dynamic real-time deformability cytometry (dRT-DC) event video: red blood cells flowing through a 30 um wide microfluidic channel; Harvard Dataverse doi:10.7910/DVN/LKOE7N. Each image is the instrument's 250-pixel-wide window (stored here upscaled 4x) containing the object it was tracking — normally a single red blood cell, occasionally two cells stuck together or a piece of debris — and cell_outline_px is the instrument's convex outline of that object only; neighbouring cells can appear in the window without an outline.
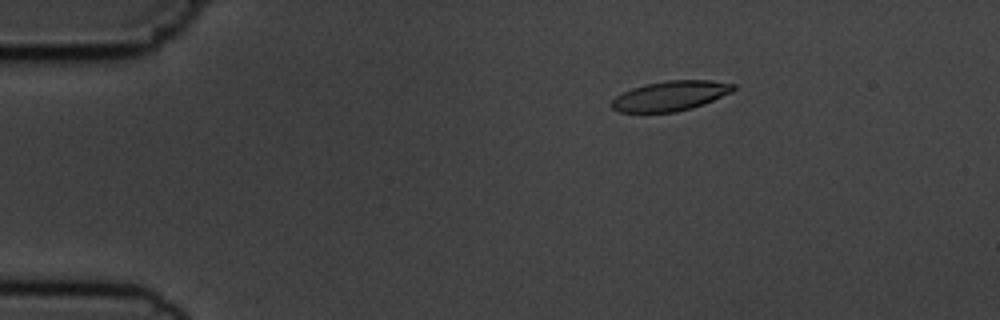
{"species": "common noctule bat (a hibernating species)", "species_latin": "Nyctalus noctula", "temperature_condition": "cold", "stored_images_in_passage": 5, "camera_frame_rate_fps": 3000, "um_per_image_px": 0.085, "animal": {"sex": "male", "body_mass_g": 19.5, "forearm_length_mm": 54.6}, "frame": {"image": 1, "passage_image": 3, "time_ms": 2.333, "image_size_px": [1000, 320], "cell_outline_px": [[736, 88], [732, 92], [704, 104], [692, 108], [676, 112], [620, 112], [612, 108], [612, 100], [616, 96], [632, 88], [644, 84], [668, 80], [712, 80], [736, 84]], "centroid_in_image_um": [57.02, 8.14], "position_along_channel_um": 28.0, "area_um2": 21.21}}